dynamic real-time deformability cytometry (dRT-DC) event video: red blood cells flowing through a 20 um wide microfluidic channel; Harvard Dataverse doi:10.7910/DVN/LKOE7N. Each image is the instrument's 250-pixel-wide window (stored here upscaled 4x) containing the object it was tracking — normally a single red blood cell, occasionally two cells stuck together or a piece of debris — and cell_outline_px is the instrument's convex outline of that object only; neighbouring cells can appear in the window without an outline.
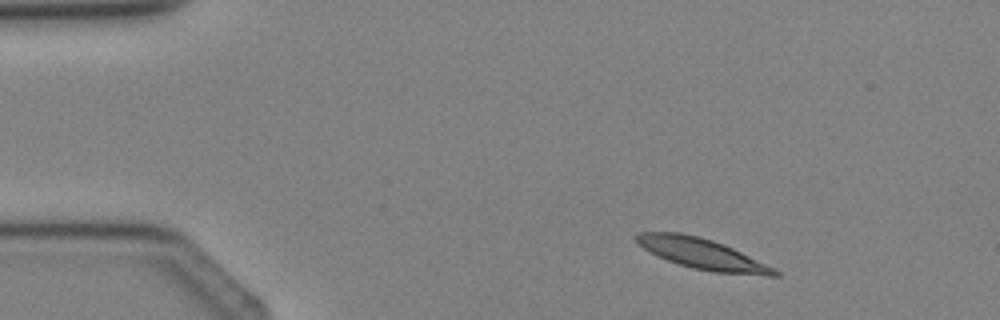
{"species": "Egyptian fruit bat (a non-hibernating species)", "species_latin": "Rousettus aegyptiacus", "temperature_condition": "cold", "stored_images_in_passage": 4, "camera_frame_rate_fps": 3000, "um_per_image_px": 0.085, "animal": {"sex": "female"}, "frame": {"image": 1, "passage_image": 2, "time_ms": 1.0, "image_size_px": [1000, 320], "cell_outline_px": [[780, 276], [768, 276], [712, 272], [692, 268], [668, 260], [644, 248], [632, 236], [640, 232], [680, 232], [712, 240], [724, 244], [776, 268], [780, 272]], "centroid_in_image_um": [59.75, 21.58], "position_along_channel_um": 25.3, "area_um2": 24.51}}